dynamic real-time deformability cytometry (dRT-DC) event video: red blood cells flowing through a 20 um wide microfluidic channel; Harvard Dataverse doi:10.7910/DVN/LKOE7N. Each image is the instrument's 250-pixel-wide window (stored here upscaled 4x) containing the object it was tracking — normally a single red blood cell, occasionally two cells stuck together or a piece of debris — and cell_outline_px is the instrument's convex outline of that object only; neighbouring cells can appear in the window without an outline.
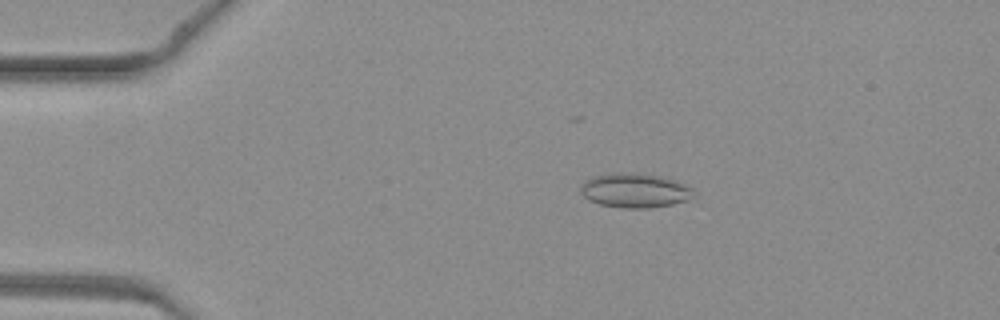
{"species": "common noctule bat (a hibernating species)", "species_latin": "Nyctalus noctula", "temperature_condition": "warm", "stored_images_in_passage": 44, "camera_frame_rate_fps": 3000, "um_per_image_px": 0.085, "animal": {"sex": "female", "body_mass_g": 19.3, "forearm_length_mm": 54.1}, "frame": {"image": 1, "passage_image": 8, "time_ms": 2.333, "image_size_px": [1000, 320], "cell_outline_px": [[696, 196], [692, 200], [652, 208], [620, 208], [600, 204], [588, 200], [580, 192], [580, 184], [584, 180], [592, 176], [616, 172], [640, 172], [664, 176], [676, 180], [692, 188], [696, 192]], "centroid_in_image_um": [54.0, 16.18], "position_along_channel_um": 31.0, "area_um2": 23.47}}
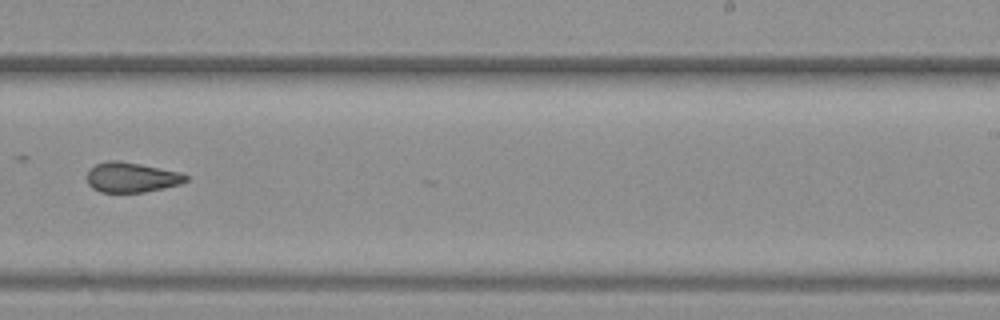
{"frame": {"image": 2, "passage_image": 28, "time_ms": 9.0, "image_size_px": [1000, 320], "cell_outline_px": [[188, 180], [180, 184], [164, 188], [144, 192], [100, 192], [92, 188], [88, 184], [88, 168], [96, 164], [108, 160], [120, 160], [180, 172], [188, 176]], "centroid_in_image_um": [11.17, 15.07], "position_along_channel_um": 277.8, "area_um2": 17.34}}
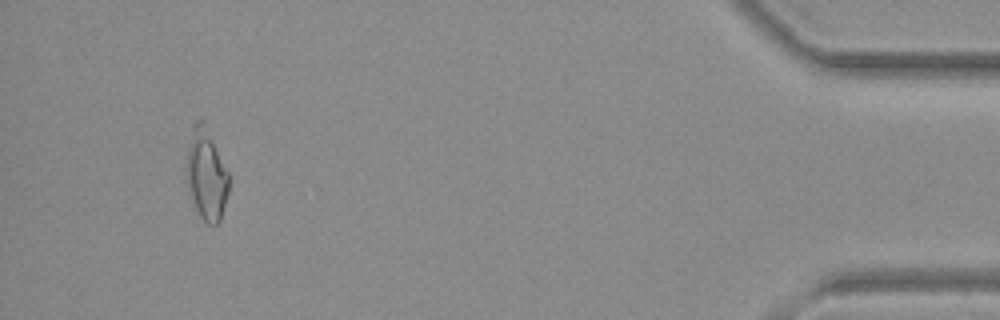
{"frame": {"image": 3, "passage_image": 42, "time_ms": 13.667, "image_size_px": [1000, 320], "cell_outline_px": [[228, 192], [220, 220], [216, 224], [208, 224], [200, 216], [188, 192], [184, 168], [184, 164], [192, 124], [200, 116], [204, 120], [228, 172]], "centroid_in_image_um": [17.48, 14.77], "position_along_channel_um": 417.7, "area_um2": 22.89}}